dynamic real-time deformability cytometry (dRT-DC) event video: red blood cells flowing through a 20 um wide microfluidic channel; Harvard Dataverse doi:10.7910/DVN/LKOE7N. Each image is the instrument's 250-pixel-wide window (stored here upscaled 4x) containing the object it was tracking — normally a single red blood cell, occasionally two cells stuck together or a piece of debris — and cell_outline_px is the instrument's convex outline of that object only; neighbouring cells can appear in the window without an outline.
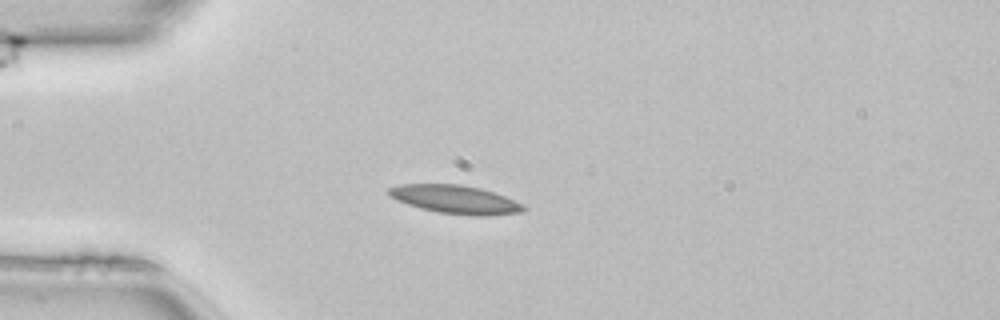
{"species": "common noctule bat (a hibernating species)", "species_latin": "Nyctalus noctula", "temperature_condition": "room temperature", "stored_images_in_passage": 38, "camera_frame_rate_fps": 3000, "um_per_image_px": 0.085, "animal": {"sex": "female", "body_mass_g": 22.7, "forearm_length_mm": 54.2}, "frame": {"image": 1, "passage_image": 1, "time_ms": 0.0, "image_size_px": [1000, 320], "cell_outline_px": [[528, 208], [524, 212], [484, 216], [480, 216], [436, 212], [420, 208], [396, 200], [388, 196], [388, 188], [400, 184], [460, 184], [480, 188], [504, 196], [524, 204]], "centroid_in_image_um": [38.71, 16.95], "position_along_channel_um": 46.3, "area_um2": 22.37}, "authors_computed_cell_mechanics": {"area_um2": 20.6924, "velocity_mm_per_s": 4.0767, "shape_relaxation_time_tau1_ms": 8.3627, "shape_relaxation_time_tau2_ms": 3.4131, "deformation_change_tau1": 0.2237, "deformation_change_tau2": 0.0945}}